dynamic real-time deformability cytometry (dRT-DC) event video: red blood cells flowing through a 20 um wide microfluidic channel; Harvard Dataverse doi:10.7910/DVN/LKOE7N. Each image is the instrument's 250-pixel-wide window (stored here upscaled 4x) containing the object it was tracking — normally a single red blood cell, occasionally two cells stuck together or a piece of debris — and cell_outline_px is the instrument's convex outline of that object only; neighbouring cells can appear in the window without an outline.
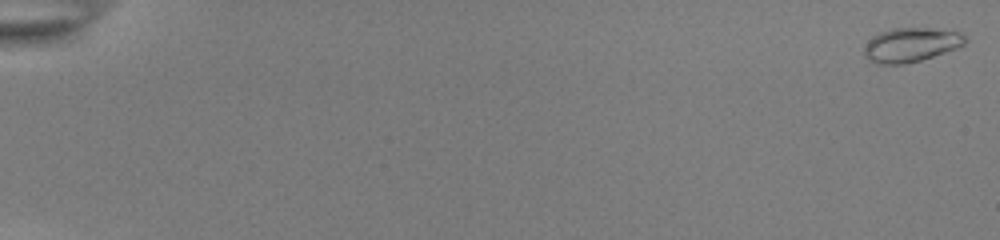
{"species": "common noctule bat (a hibernating species)", "species_latin": "Nyctalus noctula", "temperature_condition": "room temperature", "stored_images_in_passage": 54, "camera_frame_rate_fps": 3000, "um_per_image_px": 0.085, "animal": {"sex": "female", "body_mass_g": 22.0, "forearm_length_mm": 56.7}, "frame": {"image": 1, "passage_image": 1, "time_ms": 0.0, "image_size_px": [1000, 240], "cell_outline_px": [[968, 40], [964, 44], [956, 48], [920, 60], [904, 64], [876, 64], [868, 60], [864, 56], [864, 48], [868, 40], [872, 36], [880, 32], [892, 28], [928, 28], [956, 32], [964, 36]], "centroid_in_image_um": [77.36, 3.81], "position_along_channel_um": 7.6, "area_um2": 19.94}}
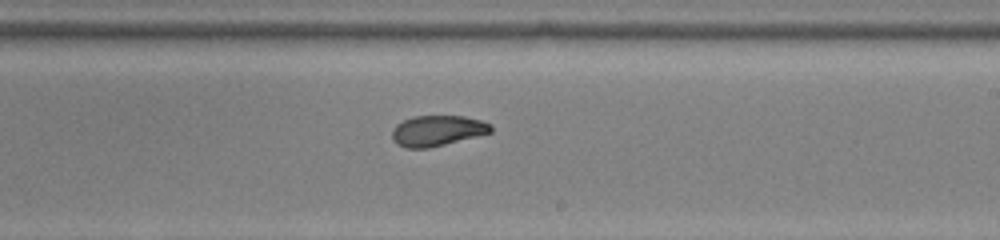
{"frame": {"image": 2, "passage_image": 35, "time_ms": 11.333, "image_size_px": [1000, 240], "cell_outline_px": [[492, 132], [428, 148], [408, 148], [396, 144], [392, 136], [392, 132], [396, 124], [404, 120], [416, 116], [464, 116], [480, 120], [492, 124]], "centroid_in_image_um": [37.17, 11.1], "position_along_channel_um": 251.8, "area_um2": 17.4}}
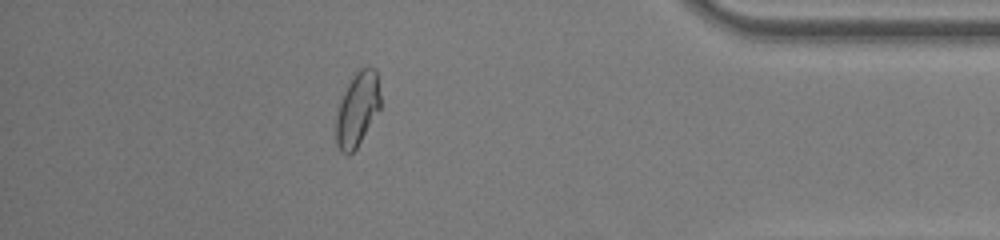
{"frame": {"image": 3, "passage_image": 49, "time_ms": 16.0, "image_size_px": [1000, 240], "cell_outline_px": [[380, 108], [356, 148], [348, 156], [340, 152], [336, 144], [336, 116], [344, 92], [348, 84], [356, 72], [360, 68], [376, 68], [380, 96]], "centroid_in_image_um": [30.37, 9.31], "position_along_channel_um": 404.8, "area_um2": 18.84}, "authors_computed_cell_mechanics": {"area_um2": 18.6983, "velocity_mm_per_s": 3.8819, "shape_relaxation_time_tau1_ms": 4.6049, "shape_relaxation_time_tau2_ms": 1.5276, "deformation_change_tau1": 0.1892, "deformation_change_tau2": 0.0621}}